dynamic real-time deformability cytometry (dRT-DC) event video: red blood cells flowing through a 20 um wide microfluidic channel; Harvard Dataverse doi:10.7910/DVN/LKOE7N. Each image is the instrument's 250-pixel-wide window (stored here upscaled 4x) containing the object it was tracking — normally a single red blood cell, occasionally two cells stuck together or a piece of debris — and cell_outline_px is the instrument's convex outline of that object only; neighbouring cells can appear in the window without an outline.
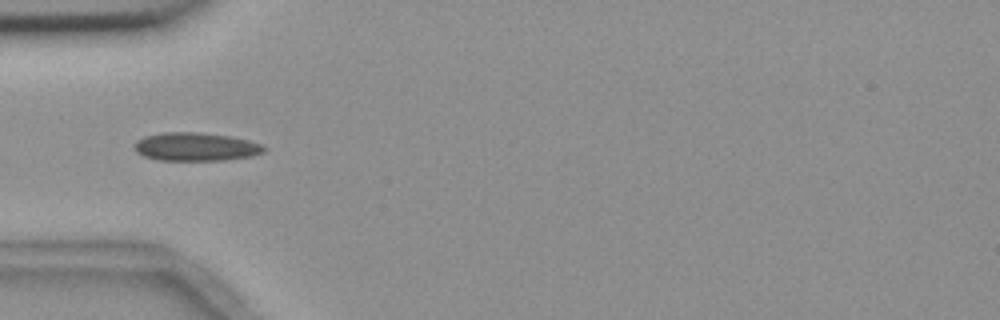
{"species": "common noctule bat (a hibernating species)", "species_latin": "Nyctalus noctula", "temperature_condition": "room temperature", "stored_images_in_passage": 4, "camera_frame_rate_fps": 3000, "um_per_image_px": 0.085, "animal": {"sex": "female", "body_mass_g": 18.4}, "frame": {"image": 1, "passage_image": 3, "time_ms": 2.333, "image_size_px": [1000, 320], "cell_outline_px": [[268, 148], [264, 152], [252, 156], [224, 160], [160, 160], [144, 156], [136, 152], [136, 140], [144, 136], [164, 132], [200, 132], [232, 136], [248, 140], [260, 144]], "centroid_in_image_um": [16.67, 12.47], "position_along_channel_um": 68.3, "area_um2": 21.44}}